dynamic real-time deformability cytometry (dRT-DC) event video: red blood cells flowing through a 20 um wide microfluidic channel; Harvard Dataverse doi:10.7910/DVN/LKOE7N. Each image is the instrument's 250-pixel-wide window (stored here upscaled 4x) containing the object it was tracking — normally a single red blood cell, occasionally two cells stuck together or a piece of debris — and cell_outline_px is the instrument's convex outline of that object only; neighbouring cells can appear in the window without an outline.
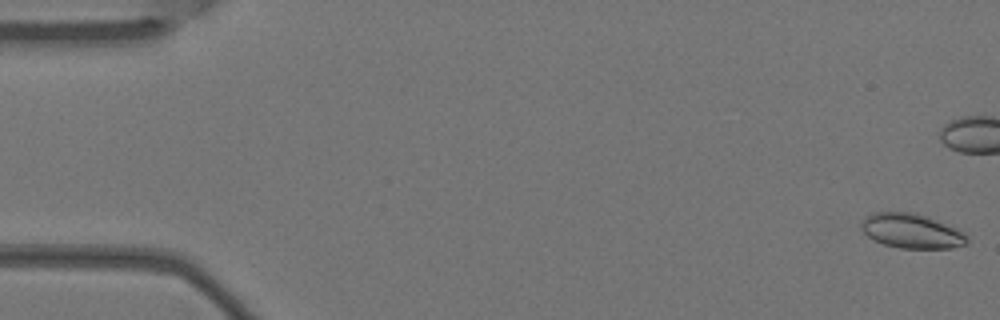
{"species": "Egyptian fruit bat (a non-hibernating species)", "species_latin": "Rousettus aegyptiacus", "temperature_condition": "warm", "stored_images_in_passage": 6, "camera_frame_rate_fps": 3000, "um_per_image_px": 0.085, "animal": {"sex": "female"}, "frame": {"image": 1, "passage_image": 1, "time_ms": 0.0, "image_size_px": [1000, 320], "cell_outline_px": [[968, 244], [952, 248], [900, 248], [884, 244], [868, 236], [860, 228], [860, 224], [872, 212], [912, 212], [928, 216], [964, 232], [968, 236]], "centroid_in_image_um": [77.51, 19.63], "position_along_channel_um": 7.5, "area_um2": 21.27}}
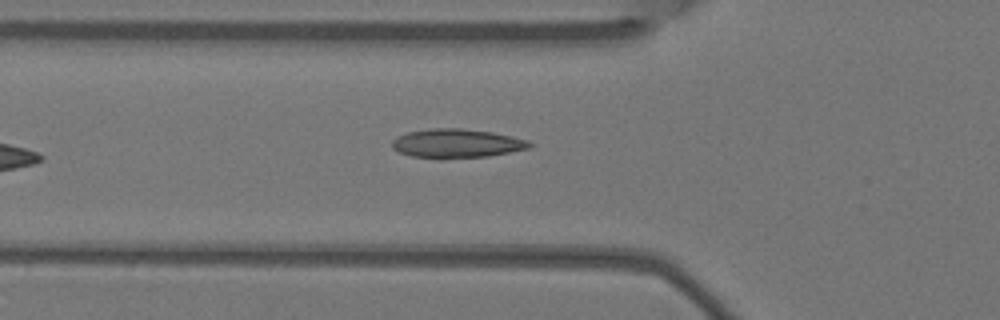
{"frame": {"image": 2, "passage_image": 6, "time_ms": 1.667, "image_size_px": [1000, 320], "cell_outline_px": [[536, 144], [528, 148], [488, 156], [440, 160], [412, 156], [400, 152], [392, 148], [392, 140], [396, 136], [408, 132], [432, 128], [460, 128], [492, 132], [512, 136], [528, 140]], "centroid_in_image_um": [38.8, 12.2], "position_along_channel_um": 87.0, "area_um2": 23.52}}